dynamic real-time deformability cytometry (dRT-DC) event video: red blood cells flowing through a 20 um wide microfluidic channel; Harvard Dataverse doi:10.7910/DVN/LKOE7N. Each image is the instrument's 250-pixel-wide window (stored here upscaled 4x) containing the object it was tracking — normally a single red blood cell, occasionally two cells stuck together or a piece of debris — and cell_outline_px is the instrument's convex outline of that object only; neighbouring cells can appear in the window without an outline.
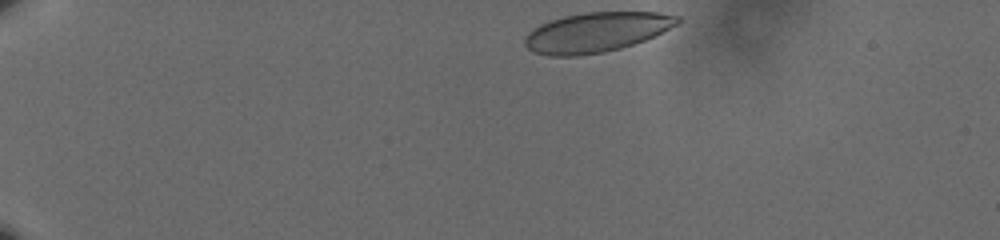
{"species": "human", "species_latin": "Homo sapiens", "temperature_condition": "cold", "stored_images_in_passage": 42, "camera_frame_rate_fps": 3000, "um_per_image_px": 0.085, "donor": {"sex": "male"}, "frame": {"image": 1, "passage_image": 1, "time_ms": 0.0, "image_size_px": [1000, 240], "cell_outline_px": [[680, 20], [676, 24], [644, 40], [620, 48], [604, 52], [580, 56], [548, 56], [532, 52], [524, 44], [524, 40], [528, 32], [540, 24], [548, 20], [564, 16], [584, 12], [656, 12], [680, 16]], "centroid_in_image_um": [50.62, 2.74], "position_along_channel_um": 34.4, "area_um2": 35.26}}
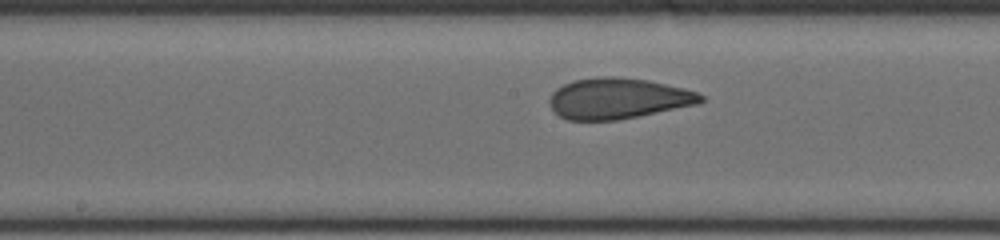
{"frame": {"image": 2, "passage_image": 22, "time_ms": 7.0, "image_size_px": [1000, 240], "cell_outline_px": [[704, 100], [696, 104], [616, 120], [568, 120], [560, 116], [548, 104], [548, 100], [552, 92], [556, 88], [572, 80], [600, 76], [616, 76], [648, 80], [684, 88], [696, 92], [704, 96]], "centroid_in_image_um": [52.48, 8.35], "position_along_channel_um": 195.7, "area_um2": 35.84}}
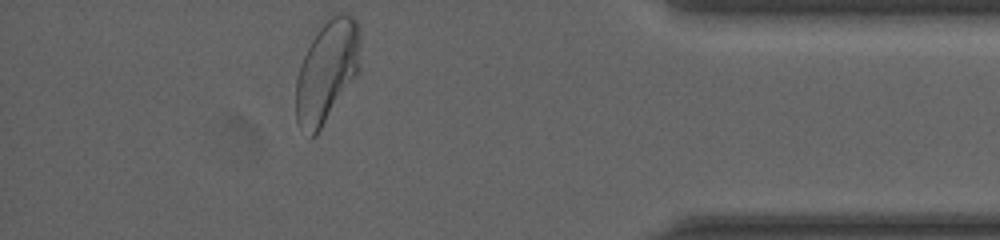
{"frame": {"image": 3, "passage_image": 42, "time_ms": 13.667, "image_size_px": [1000, 240], "cell_outline_px": [[360, 68], [356, 76], [316, 136], [312, 136], [296, 120], [296, 80], [300, 64], [324, 16], [332, 12], [344, 12], [352, 16], [356, 20], [360, 40]], "centroid_in_image_um": [27.8, 5.96], "position_along_channel_um": 407.4, "area_um2": 38.38}, "authors_computed_cell_mechanics": {"area_um2": 36.2117, "velocity_mm_per_s": 3.6107, "shape_relaxation_time_tau1_ms": 9.2688, "shape_relaxation_time_tau2_ms": 0.6417, "deformation_change_tau1": 0.2101, "deformation_change_tau2": 0.0763}}